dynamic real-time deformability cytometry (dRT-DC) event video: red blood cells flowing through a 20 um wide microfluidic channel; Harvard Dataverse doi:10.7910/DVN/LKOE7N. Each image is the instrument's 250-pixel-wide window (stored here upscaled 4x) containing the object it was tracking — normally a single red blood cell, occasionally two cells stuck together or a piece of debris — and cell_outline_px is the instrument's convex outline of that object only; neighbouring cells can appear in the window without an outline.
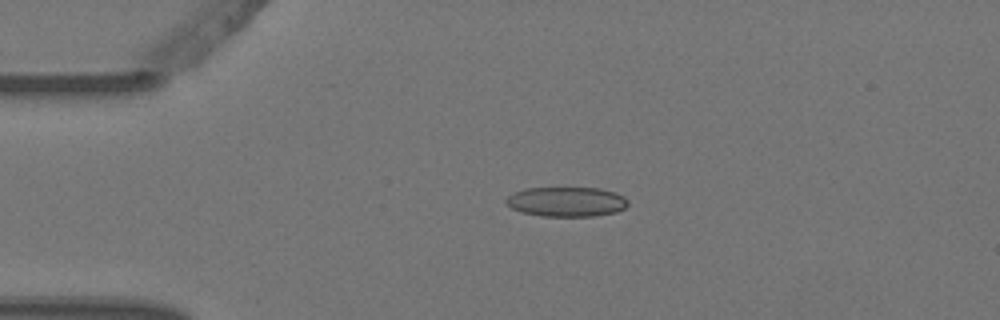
{"species": "Egyptian fruit bat (a non-hibernating species)", "species_latin": "Rousettus aegyptiacus", "temperature_condition": "warm", "stored_images_in_passage": 3, "camera_frame_rate_fps": 3000, "um_per_image_px": 0.085, "animal": {"sex": "female"}, "frame": {"image": 1, "passage_image": 2, "time_ms": 0.333, "image_size_px": [1000, 320], "cell_outline_px": [[628, 204], [624, 208], [616, 212], [596, 216], [540, 216], [520, 212], [504, 204], [504, 200], [508, 196], [524, 188], [600, 188], [616, 192], [624, 196], [628, 200]], "centroid_in_image_um": [48.15, 17.15], "position_along_channel_um": 36.9, "area_um2": 21.33}}